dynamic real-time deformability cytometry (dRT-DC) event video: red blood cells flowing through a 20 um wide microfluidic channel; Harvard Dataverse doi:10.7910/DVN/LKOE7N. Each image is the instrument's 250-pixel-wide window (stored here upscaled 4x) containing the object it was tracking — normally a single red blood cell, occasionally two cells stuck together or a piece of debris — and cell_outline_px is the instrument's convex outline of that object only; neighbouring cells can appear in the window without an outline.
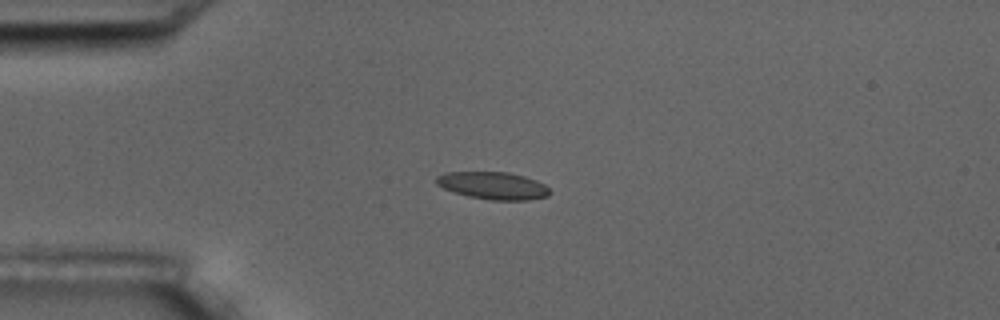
{"species": "common noctule bat (a hibernating species)", "species_latin": "Nyctalus noctula", "temperature_condition": "room temperature", "stored_images_in_passage": 6, "camera_frame_rate_fps": 3000, "um_per_image_px": 0.085, "animal": {"sex": "male", "body_mass_g": 17.5, "forearm_length_mm": 52.3}, "frame": {"image": 1, "passage_image": 5, "time_ms": 4.667, "image_size_px": [1000, 320], "cell_outline_px": [[552, 192], [548, 196], [528, 200], [492, 200], [468, 196], [444, 188], [436, 184], [436, 176], [444, 172], [508, 172], [524, 176], [536, 180], [544, 184]], "centroid_in_image_um": [41.93, 15.77], "position_along_channel_um": 43.1, "area_um2": 18.09}}